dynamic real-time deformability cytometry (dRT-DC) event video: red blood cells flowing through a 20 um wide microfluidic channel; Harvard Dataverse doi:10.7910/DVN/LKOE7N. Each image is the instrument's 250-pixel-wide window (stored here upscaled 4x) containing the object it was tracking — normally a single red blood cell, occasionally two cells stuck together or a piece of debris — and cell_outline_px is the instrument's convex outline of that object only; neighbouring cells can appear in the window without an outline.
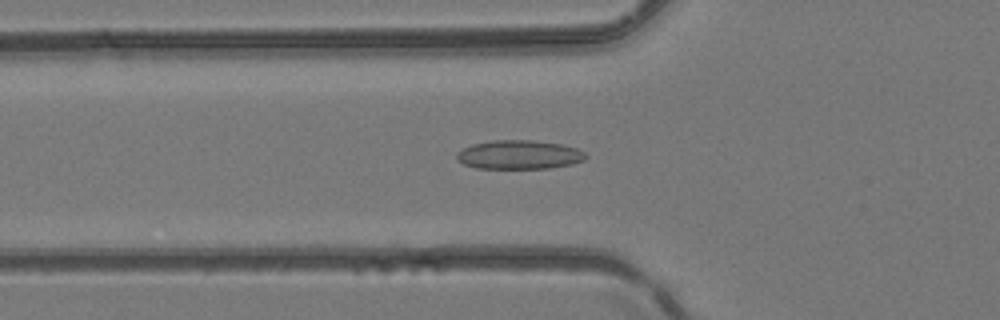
{"species": "common noctule bat (a hibernating species)", "species_latin": "Nyctalus noctula", "temperature_condition": "room temperature", "stored_images_in_passage": 44, "camera_frame_rate_fps": 3000, "um_per_image_px": 0.085, "animal": {"sex": "female", "body_mass_g": 24.6, "forearm_length_mm": 56.2}, "frame": {"image": 1, "passage_image": 16, "time_ms": 5.0, "image_size_px": [1000, 320], "cell_outline_px": [[588, 156], [584, 160], [572, 164], [548, 168], [476, 168], [464, 164], [456, 156], [456, 152], [472, 144], [492, 140], [532, 140], [564, 144], [576, 148], [584, 152]], "centroid_in_image_um": [44.15, 13.14], "position_along_channel_um": 81.7, "area_um2": 21.73}}
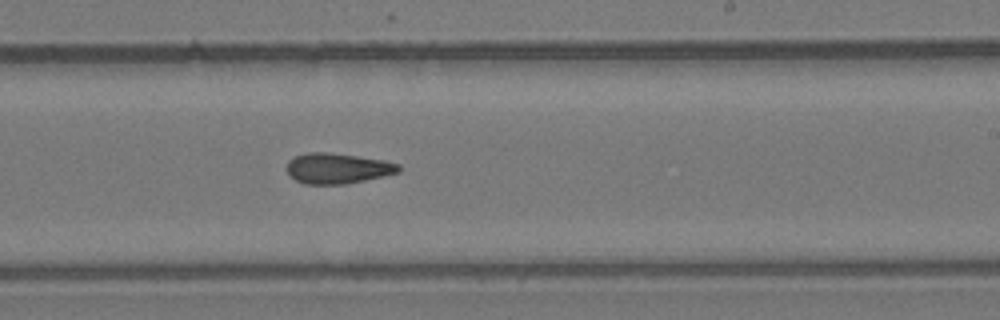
{"frame": {"image": 2, "passage_image": 27, "time_ms": 8.667, "image_size_px": [1000, 320], "cell_outline_px": [[400, 172], [384, 176], [344, 184], [304, 184], [296, 180], [284, 168], [288, 160], [296, 156], [308, 152], [328, 152], [384, 160], [400, 164]], "centroid_in_image_um": [28.68, 14.31], "position_along_channel_um": 260.3, "area_um2": 19.88}}
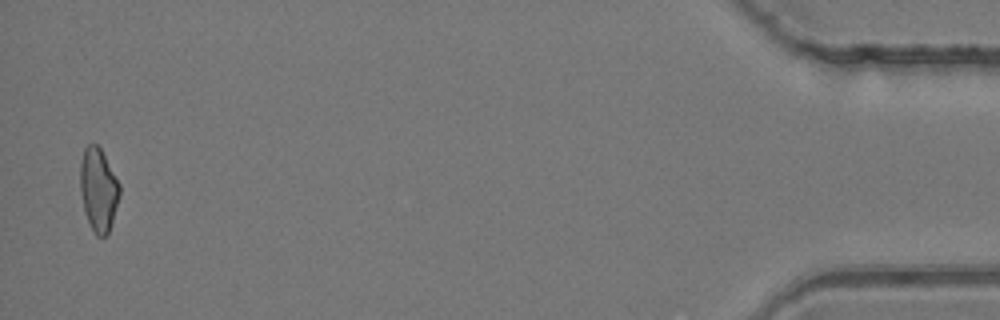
{"frame": {"image": 3, "passage_image": 43, "time_ms": 14.0, "image_size_px": [1000, 320], "cell_outline_px": [[120, 196], [108, 232], [104, 236], [96, 236], [84, 212], [80, 192], [80, 164], [84, 148], [88, 144], [96, 144], [100, 148], [120, 184]], "centroid_in_image_um": [8.35, 16.11], "position_along_channel_um": 426.8, "area_um2": 18.96}}